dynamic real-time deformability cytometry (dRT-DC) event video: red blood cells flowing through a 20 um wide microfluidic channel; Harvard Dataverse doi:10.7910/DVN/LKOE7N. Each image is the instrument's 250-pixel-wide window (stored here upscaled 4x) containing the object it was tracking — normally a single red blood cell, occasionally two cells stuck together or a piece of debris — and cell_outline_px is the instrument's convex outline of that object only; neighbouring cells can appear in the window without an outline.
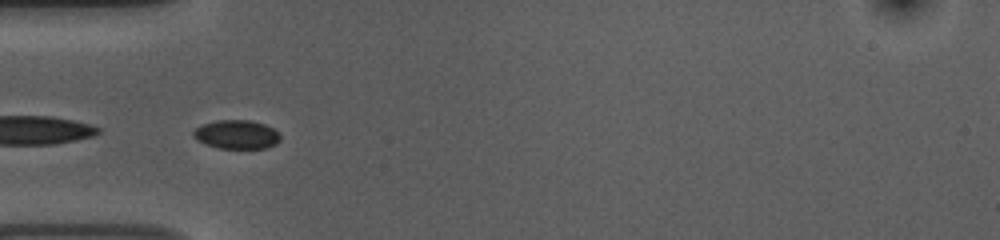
{"species": "common noctule bat (a hibernating species)", "species_latin": "Nyctalus noctula", "temperature_condition": "room temperature", "stored_images_in_passage": 54, "segment_of_instrument_passage": [2, 2], "camera_frame_rate_fps": 3000, "um_per_image_px": 0.085, "animal": {"sex": "female", "body_mass_g": 10.0, "forearm_length_mm": 53.1}, "frame": {"image": 1, "passage_image": 17, "time_ms": 5.333, "image_size_px": [1000, 240], "cell_outline_px": [[280, 140], [276, 144], [268, 148], [220, 148], [196, 140], [192, 136], [192, 132], [196, 128], [204, 124], [216, 120], [248, 120], [264, 124], [272, 128], [280, 136]], "centroid_in_image_um": [20.11, 11.43], "position_along_channel_um": 64.9, "area_um2": 14.45}}
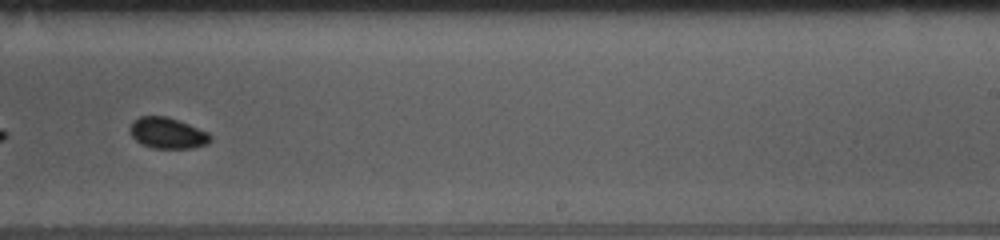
{"frame": {"image": 2, "passage_image": 34, "time_ms": 11.0, "image_size_px": [1000, 240], "cell_outline_px": [[212, 140], [208, 144], [192, 148], [152, 148], [136, 140], [132, 136], [128, 128], [132, 120], [140, 116], [164, 116], [188, 124], [208, 132], [212, 136]], "centroid_in_image_um": [14.23, 11.31], "position_along_channel_um": 274.8, "area_um2": 14.51}}
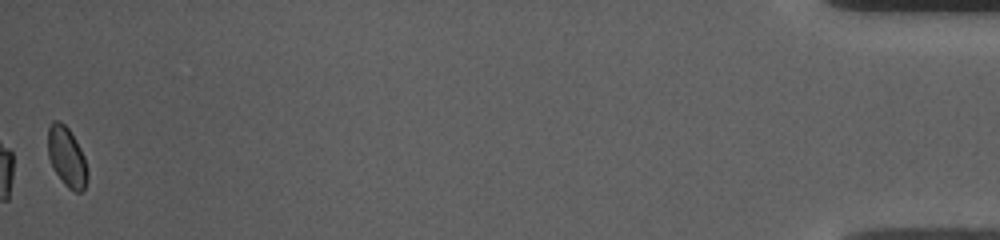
{"frame": {"image": 3, "passage_image": 54, "time_ms": 17.667, "image_size_px": [1000, 240], "cell_outline_px": [[88, 176], [84, 188], [80, 192], [76, 192], [68, 188], [64, 184], [52, 168], [48, 156], [48, 128], [52, 120], [60, 120], [68, 128], [76, 140], [84, 156], [88, 172]], "centroid_in_image_um": [5.66, 13.33], "position_along_channel_um": 429.5, "area_um2": 13.87}}